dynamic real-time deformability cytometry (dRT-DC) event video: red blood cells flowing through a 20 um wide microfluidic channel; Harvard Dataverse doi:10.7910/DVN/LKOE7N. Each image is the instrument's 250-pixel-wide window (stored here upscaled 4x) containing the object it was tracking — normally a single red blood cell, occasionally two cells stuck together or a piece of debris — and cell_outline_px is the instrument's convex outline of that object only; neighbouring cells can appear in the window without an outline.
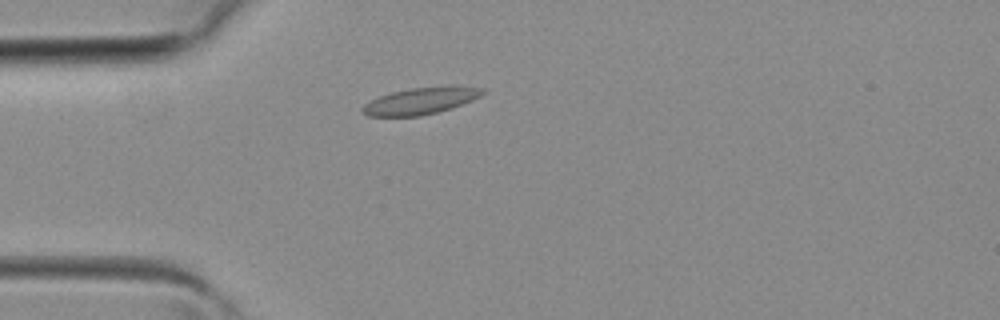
{"species": "common noctule bat (a hibernating species)", "species_latin": "Nyctalus noctula", "temperature_condition": "room temperature", "stored_images_in_passage": 36, "camera_frame_rate_fps": 3000, "um_per_image_px": 0.085, "animal": {"sex": "female", "body_mass_g": 19.3, "forearm_length_mm": 54.1}, "frame": {"image": 1, "passage_image": 7, "time_ms": 2.0, "image_size_px": [1000, 320], "cell_outline_px": [[484, 92], [480, 96], [472, 100], [452, 108], [420, 116], [368, 116], [360, 112], [360, 108], [364, 104], [380, 96], [392, 92], [412, 88], [452, 84], [484, 88]], "centroid_in_image_um": [35.78, 8.55], "position_along_channel_um": 49.2, "area_um2": 18.96}}
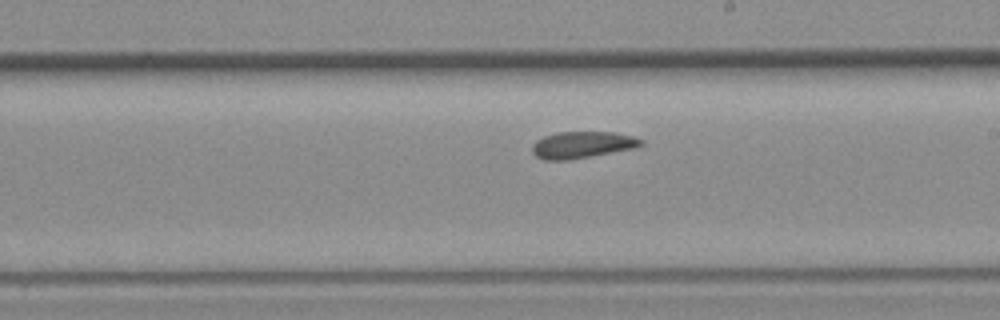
{"frame": {"image": 2, "passage_image": 19, "time_ms": 6.0, "image_size_px": [1000, 320], "cell_outline_px": [[644, 144], [632, 148], [568, 160], [544, 160], [536, 156], [532, 152], [532, 144], [536, 140], [544, 136], [556, 132], [616, 132], [632, 136], [644, 140]], "centroid_in_image_um": [49.45, 12.3], "position_along_channel_um": 239.5, "area_um2": 16.82}}
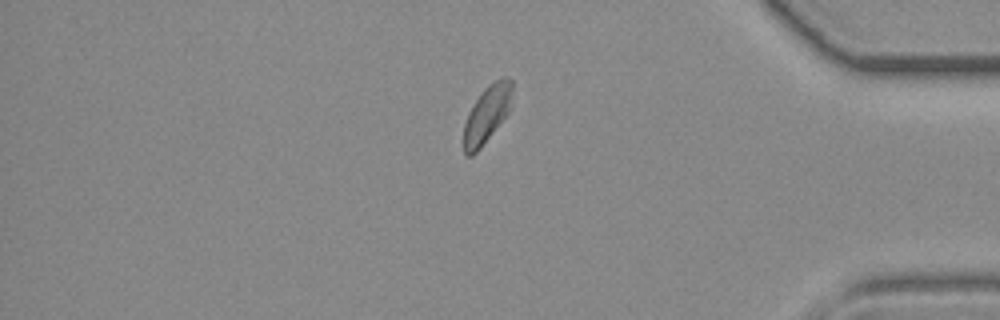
{"frame": {"image": 3, "passage_image": 30, "time_ms": 9.667, "image_size_px": [1000, 320], "cell_outline_px": [[512, 88], [508, 112], [480, 148], [472, 156], [464, 156], [464, 124], [468, 112], [472, 104], [484, 88], [488, 84], [504, 76], [512, 80]], "centroid_in_image_um": [41.35, 9.7], "position_along_channel_um": 393.8, "area_um2": 15.9}}